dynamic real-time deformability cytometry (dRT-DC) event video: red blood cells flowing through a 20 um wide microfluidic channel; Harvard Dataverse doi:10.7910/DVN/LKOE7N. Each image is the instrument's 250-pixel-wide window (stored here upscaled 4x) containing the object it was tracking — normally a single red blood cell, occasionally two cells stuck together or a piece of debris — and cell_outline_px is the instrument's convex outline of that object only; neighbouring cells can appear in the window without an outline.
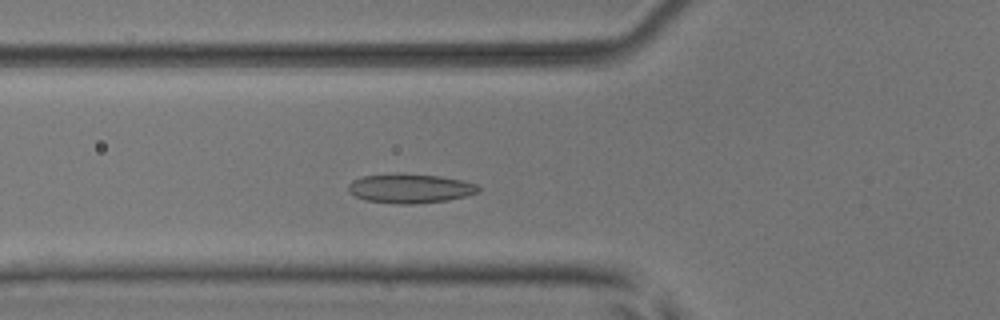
{"species": "common noctule bat (a hibernating species)", "species_latin": "Nyctalus noctula", "temperature_condition": "room temperature", "stored_images_in_passage": 27, "camera_frame_rate_fps": 3000, "um_per_image_px": 0.085, "animal": {"sex": "male", "body_mass_g": 17.9, "forearm_length_mm": 54.2}, "frame": {"image": 1, "passage_image": 8, "time_ms": 2.333, "image_size_px": [1000, 320], "cell_outline_px": [[480, 192], [448, 200], [412, 204], [400, 204], [364, 200], [348, 192], [348, 184], [352, 180], [364, 176], [396, 172], [440, 176], [460, 180], [476, 184], [480, 188]], "centroid_in_image_um": [34.82, 16.0], "position_along_channel_um": 91.0, "area_um2": 22.37}}
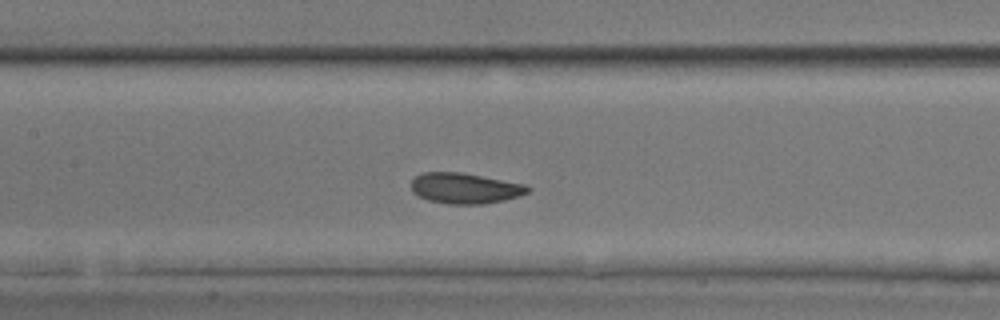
{"frame": {"image": 2, "passage_image": 14, "time_ms": 4.333, "image_size_px": [1000, 320], "cell_outline_px": [[532, 188], [528, 192], [520, 196], [504, 200], [484, 204], [448, 204], [428, 200], [412, 192], [412, 180], [416, 176], [424, 172], [460, 172], [524, 184]], "centroid_in_image_um": [39.53, 16.01], "position_along_channel_um": 167.9, "area_um2": 20.69}}
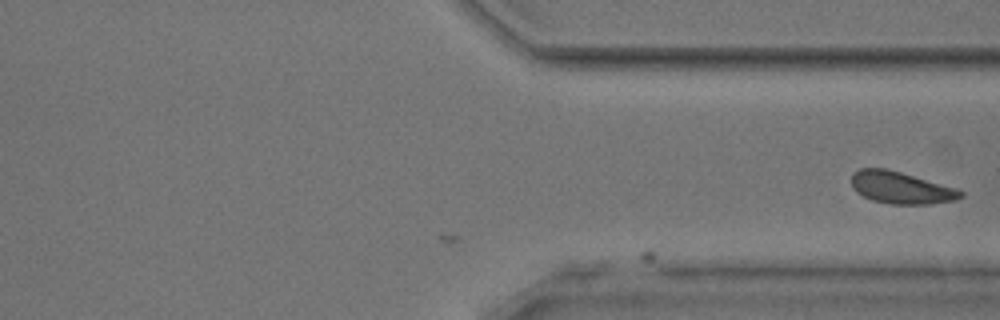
{"frame": {"image": 3, "passage_image": 27, "time_ms": 8.667, "image_size_px": [1000, 320], "cell_outline_px": [[964, 196], [956, 200], [932, 204], [888, 204], [872, 200], [856, 192], [852, 188], [852, 172], [860, 168], [884, 168], [900, 172], [956, 188], [964, 192]], "centroid_in_image_um": [76.57, 15.96], "position_along_channel_um": 334.8, "area_um2": 20.4}}